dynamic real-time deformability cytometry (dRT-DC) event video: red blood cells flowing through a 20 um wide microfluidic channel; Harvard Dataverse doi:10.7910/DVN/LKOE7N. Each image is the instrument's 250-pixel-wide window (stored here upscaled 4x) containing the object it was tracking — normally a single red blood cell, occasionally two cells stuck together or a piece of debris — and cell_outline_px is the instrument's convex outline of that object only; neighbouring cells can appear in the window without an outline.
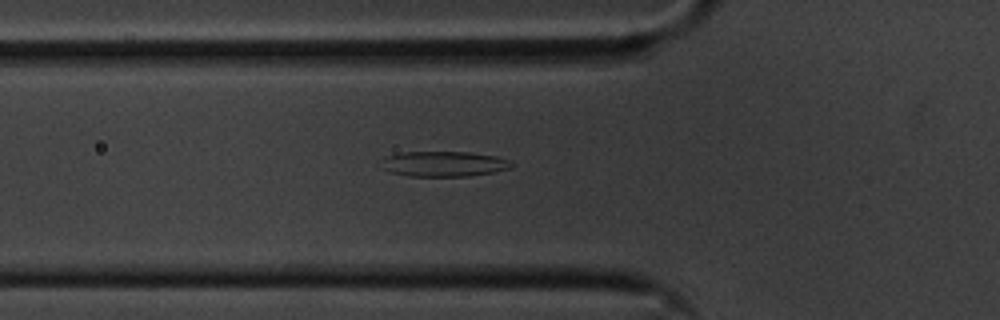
{"species": "common noctule bat (a hibernating species)", "species_latin": "Nyctalus noctula", "temperature_condition": "cold", "stored_images_in_passage": 47, "camera_frame_rate_fps": 3000, "um_per_image_px": 0.085, "animal": {"sex": "male", "body_mass_g": 20.1, "forearm_length_mm": 53.5}, "frame": {"image": 1, "passage_image": 10, "time_ms": 3.0, "image_size_px": [1000, 320], "cell_outline_px": [[512, 168], [492, 172], [468, 176], [408, 176], [388, 172], [380, 168], [384, 156], [400, 152], [468, 152], [496, 156], [508, 160], [512, 164]], "centroid_in_image_um": [37.65, 13.93], "position_along_channel_um": 88.1, "area_um2": 19.31}}
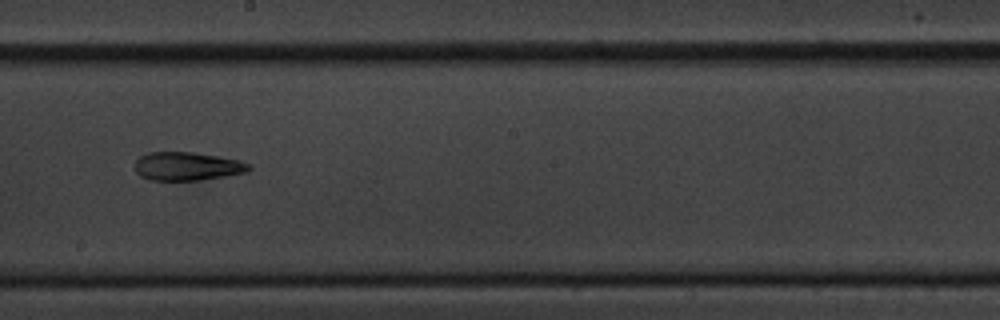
{"frame": {"image": 2, "passage_image": 22, "time_ms": 7.0, "image_size_px": [1000, 320], "cell_outline_px": [[252, 168], [244, 172], [224, 176], [200, 180], [152, 180], [140, 176], [136, 172], [136, 160], [140, 156], [148, 152], [192, 152], [216, 156], [236, 160], [248, 164]], "centroid_in_image_um": [15.85, 14.13], "position_along_channel_um": 232.3, "area_um2": 18.55}}
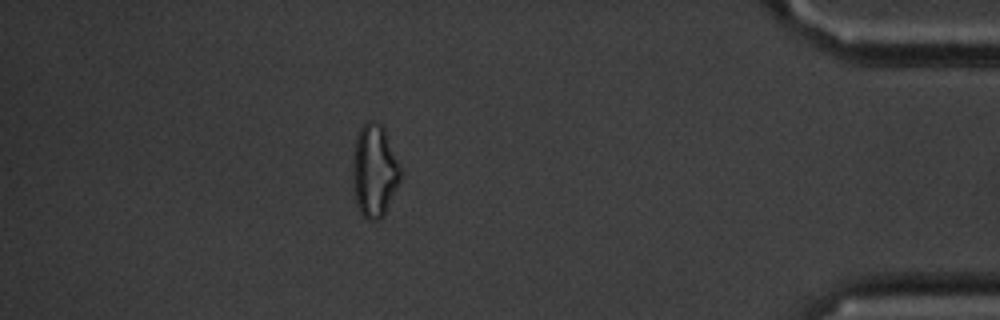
{"frame": {"image": 3, "passage_image": 40, "time_ms": 13.0, "image_size_px": [1000, 320], "cell_outline_px": [[404, 172], [400, 184], [384, 216], [380, 220], [368, 220], [360, 212], [356, 204], [352, 180], [352, 164], [356, 140], [360, 128], [368, 120], [372, 120], [380, 124], [384, 128], [404, 168]], "centroid_in_image_um": [31.88, 14.54], "position_along_channel_um": 403.3, "area_um2": 26.7}, "authors_computed_cell_mechanics": {"area_um2": 19.4208, "velocity_mm_per_s": 3.5862, "shape_relaxation_time_tau1_ms": null, "shape_relaxation_time_tau2_ms": 7.3839, "deformation_change_tau1": null, "deformation_change_tau2": 0.207}}